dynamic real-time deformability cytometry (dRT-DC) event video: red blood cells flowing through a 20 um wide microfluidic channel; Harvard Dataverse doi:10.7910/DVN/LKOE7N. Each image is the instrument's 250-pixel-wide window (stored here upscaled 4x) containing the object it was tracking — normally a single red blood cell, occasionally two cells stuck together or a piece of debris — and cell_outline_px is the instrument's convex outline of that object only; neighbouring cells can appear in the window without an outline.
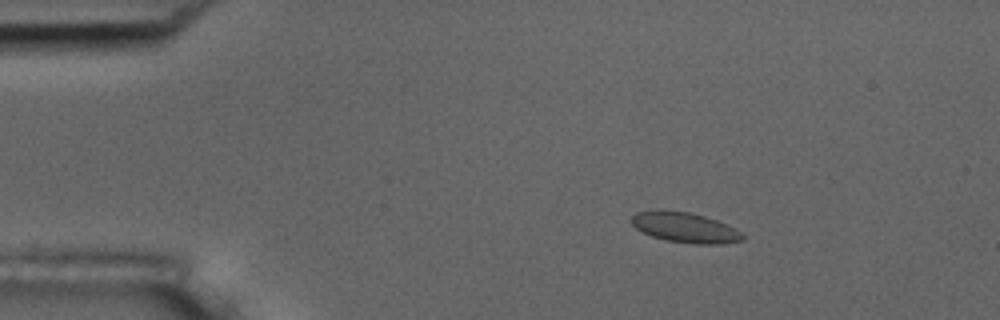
{"species": "common noctule bat (a hibernating species)", "species_latin": "Nyctalus noctula", "temperature_condition": "room temperature", "stored_images_in_passage": 6, "camera_frame_rate_fps": 3000, "um_per_image_px": 0.085, "animal": {"sex": "male", "body_mass_g": 17.5, "forearm_length_mm": 52.3}, "frame": {"image": 1, "passage_image": 3, "time_ms": 2.333, "image_size_px": [1000, 320], "cell_outline_px": [[744, 240], [720, 244], [696, 244], [664, 240], [652, 236], [636, 228], [632, 224], [632, 216], [636, 212], [656, 208], [660, 208], [692, 212], [716, 220], [736, 228], [744, 236]], "centroid_in_image_um": [58.2, 19.31], "position_along_channel_um": 26.8, "area_um2": 19.88}}